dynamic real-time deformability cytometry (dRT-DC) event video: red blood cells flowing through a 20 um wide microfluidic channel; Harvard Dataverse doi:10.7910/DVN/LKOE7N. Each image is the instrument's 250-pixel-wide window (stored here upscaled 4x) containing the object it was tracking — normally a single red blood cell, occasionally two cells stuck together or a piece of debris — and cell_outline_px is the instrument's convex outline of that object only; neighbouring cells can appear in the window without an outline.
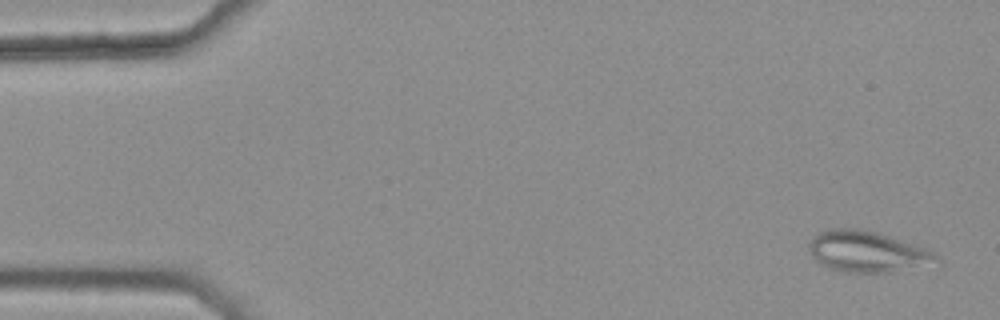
{"species": "common noctule bat (a hibernating species)", "species_latin": "Nyctalus noctula", "temperature_condition": "warm", "stored_images_in_passage": 44, "camera_frame_rate_fps": 3000, "um_per_image_px": 0.085, "animal": {"sex": "female", "body_mass_g": 25.1}, "frame": {"image": 1, "passage_image": 2, "time_ms": 0.333, "image_size_px": [1000, 320], "cell_outline_px": [[940, 260], [888, 272], [844, 272], [828, 268], [820, 264], [812, 256], [808, 248], [808, 244], [820, 232], [828, 228], [860, 228], [880, 232], [924, 248], [932, 252]], "centroid_in_image_um": [73.6, 21.36], "position_along_channel_um": 11.4, "area_um2": 29.88}}
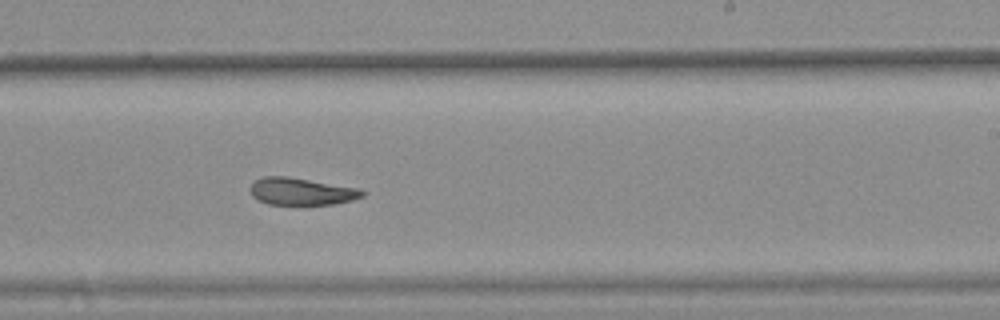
{"frame": {"image": 2, "passage_image": 32, "time_ms": 10.333, "image_size_px": [1000, 320], "cell_outline_px": [[364, 196], [352, 200], [332, 204], [268, 204], [252, 196], [252, 184], [256, 180], [264, 176], [288, 176], [360, 188], [364, 192]], "centroid_in_image_um": [25.66, 16.26], "position_along_channel_um": 263.3, "area_um2": 17.57}}
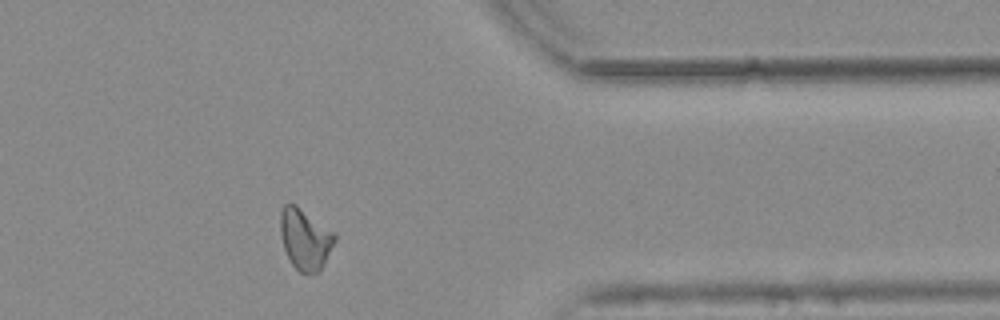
{"frame": {"image": 3, "passage_image": 43, "time_ms": 14.0, "image_size_px": [1000, 320], "cell_outline_px": [[336, 240], [320, 272], [308, 276], [300, 272], [292, 264], [284, 248], [280, 232], [280, 212], [284, 204], [296, 204], [332, 232], [336, 236]], "centroid_in_image_um": [25.92, 20.36], "position_along_channel_um": 385.5, "area_um2": 19.25}, "authors_computed_cell_mechanics": {"area_um2": 19.1029, "velocity_mm_per_s": 3.7577, "shape_relaxation_time_tau1_ms": null, "shape_relaxation_time_tau2_ms": 6.8166, "deformation_change_tau1": null, "deformation_change_tau2": 0.1383}}